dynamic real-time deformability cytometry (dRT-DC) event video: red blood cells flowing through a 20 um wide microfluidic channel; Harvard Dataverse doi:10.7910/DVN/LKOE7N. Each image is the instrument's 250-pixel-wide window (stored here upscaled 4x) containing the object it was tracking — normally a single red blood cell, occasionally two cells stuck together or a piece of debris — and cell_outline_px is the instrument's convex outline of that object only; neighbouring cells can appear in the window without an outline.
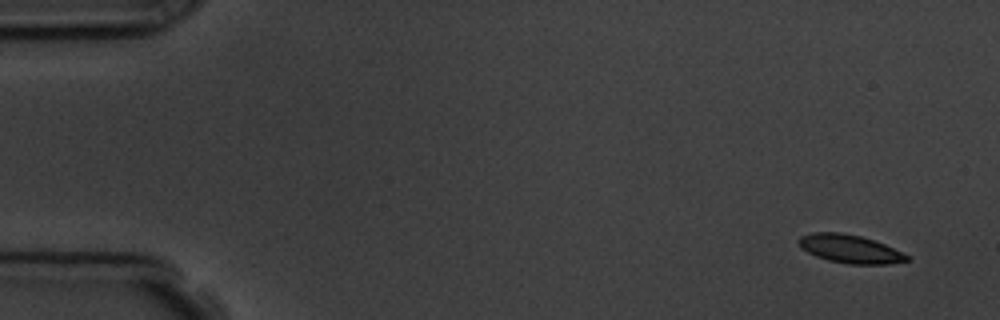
{"species": "common noctule bat (a hibernating species)", "species_latin": "Nyctalus noctula", "temperature_condition": "room temperature", "stored_images_in_passage": 4, "camera_frame_rate_fps": 3000, "um_per_image_px": 0.085, "animal": {"sex": "male", "body_mass_g": 19.5, "forearm_length_mm": 54.6}, "frame": {"image": 1, "passage_image": 1, "time_ms": 0.0, "image_size_px": [1000, 320], "cell_outline_px": [[908, 260], [888, 264], [848, 264], [828, 260], [816, 256], [800, 248], [796, 240], [800, 236], [812, 232], [840, 232], [860, 236], [884, 244], [908, 256]], "centroid_in_image_um": [72.16, 21.15], "position_along_channel_um": 12.8, "area_um2": 17.69}}
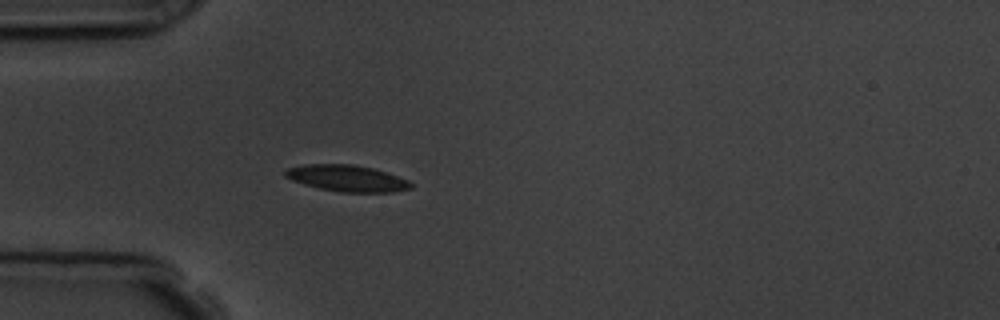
{"frame": {"image": 2, "passage_image": 4, "time_ms": 4.333, "image_size_px": [1000, 320], "cell_outline_px": [[412, 188], [392, 192], [340, 192], [320, 188], [304, 184], [292, 180], [284, 176], [284, 172], [288, 168], [304, 164], [352, 164], [372, 168], [408, 180], [412, 184]], "centroid_in_image_um": [29.47, 15.15], "position_along_channel_um": 55.5, "area_um2": 19.13}}